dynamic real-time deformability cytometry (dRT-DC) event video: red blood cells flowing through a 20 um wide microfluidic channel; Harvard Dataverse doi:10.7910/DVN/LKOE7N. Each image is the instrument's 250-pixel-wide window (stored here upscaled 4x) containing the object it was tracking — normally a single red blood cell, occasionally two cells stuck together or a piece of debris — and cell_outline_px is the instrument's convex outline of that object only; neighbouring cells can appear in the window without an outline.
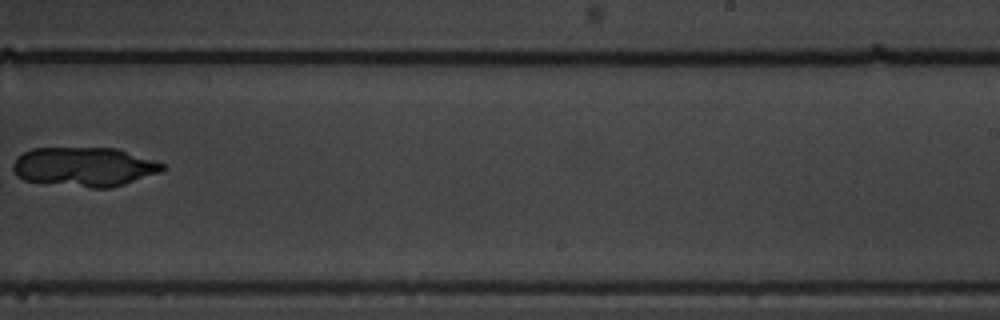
{"species": "common noctule bat (a hibernating species)", "species_latin": "Nyctalus noctula", "temperature_condition": "warm", "stored_images_in_passage": 8, "camera_frame_rate_fps": 3000, "um_per_image_px": 0.085, "animal": {"sex": "male", "body_mass_g": 19.5, "forearm_length_mm": 54.6}, "frame": {"image": 1, "passage_image": 7, "time_ms": 2.0, "image_size_px": [1000, 320], "cell_outline_px": [[164, 168], [160, 172], [108, 188], [92, 188], [24, 180], [16, 176], [12, 168], [12, 164], [16, 156], [32, 148], [116, 148], [164, 164]], "centroid_in_image_um": [7.08, 14.17], "position_along_channel_um": 281.9, "area_um2": 33.81}}
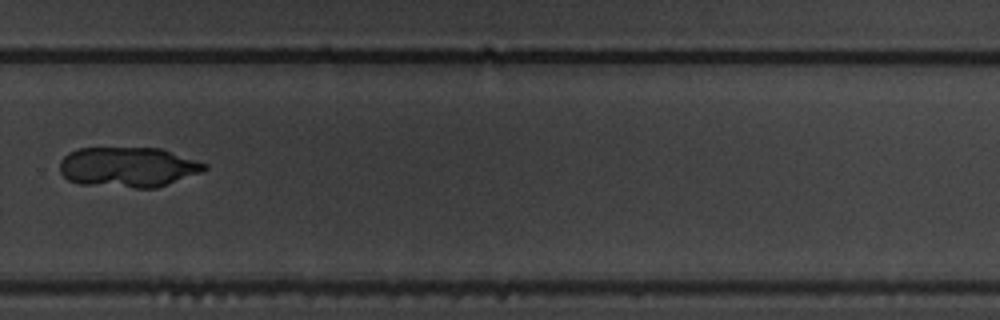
{"frame": {"image": 2, "passage_image": 8, "time_ms": 2.333, "image_size_px": [1000, 320], "cell_outline_px": [[208, 168], [200, 172], [156, 188], [136, 188], [80, 184], [68, 180], [60, 172], [60, 160], [68, 152], [76, 148], [160, 148], [208, 164]], "centroid_in_image_um": [10.85, 14.2], "position_along_channel_um": 319.0, "area_um2": 33.81}}